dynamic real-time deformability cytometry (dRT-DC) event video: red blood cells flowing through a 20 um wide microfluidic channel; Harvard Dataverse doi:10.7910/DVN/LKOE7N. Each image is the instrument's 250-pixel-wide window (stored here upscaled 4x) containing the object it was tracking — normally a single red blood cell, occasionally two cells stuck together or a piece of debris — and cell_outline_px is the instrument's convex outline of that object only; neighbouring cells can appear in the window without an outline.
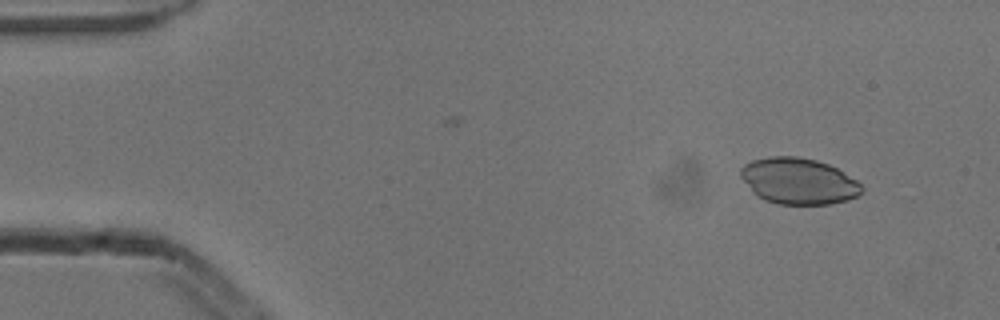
{"species": "common noctule bat (a hibernating species)", "species_latin": "Nyctalus noctula", "temperature_condition": "cold", "stored_images_in_passage": 6, "camera_frame_rate_fps": 3000, "um_per_image_px": 0.085, "animal": {"sex": "male", "body_mass_g": 13.3}, "frame": {"image": 1, "passage_image": 2, "time_ms": 0.333, "image_size_px": [1000, 320], "cell_outline_px": [[864, 188], [856, 196], [848, 200], [832, 204], [776, 204], [764, 200], [756, 196], [752, 192], [740, 176], [740, 168], [744, 164], [752, 160], [772, 156], [796, 156], [816, 160], [828, 164], [836, 168], [856, 180]], "centroid_in_image_um": [67.84, 15.4], "position_along_channel_um": 17.2, "area_um2": 32.66}}